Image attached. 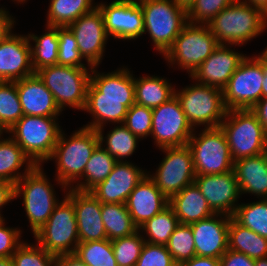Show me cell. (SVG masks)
Returning <instances> with one entry per match:
<instances>
[{
  "label": "cell",
  "mask_w": 267,
  "mask_h": 266,
  "mask_svg": "<svg viewBox=\"0 0 267 266\" xmlns=\"http://www.w3.org/2000/svg\"><path fill=\"white\" fill-rule=\"evenodd\" d=\"M69 137V138H68ZM100 144L97 130L81 127L70 136L61 131L49 161L55 160V179L63 191L73 188L83 175L87 162Z\"/></svg>",
  "instance_id": "obj_1"
},
{
  "label": "cell",
  "mask_w": 267,
  "mask_h": 266,
  "mask_svg": "<svg viewBox=\"0 0 267 266\" xmlns=\"http://www.w3.org/2000/svg\"><path fill=\"white\" fill-rule=\"evenodd\" d=\"M219 45L243 46L267 28V15L237 0L219 12L208 24Z\"/></svg>",
  "instance_id": "obj_2"
},
{
  "label": "cell",
  "mask_w": 267,
  "mask_h": 266,
  "mask_svg": "<svg viewBox=\"0 0 267 266\" xmlns=\"http://www.w3.org/2000/svg\"><path fill=\"white\" fill-rule=\"evenodd\" d=\"M58 117L23 115L6 133L34 165L49 161L62 131Z\"/></svg>",
  "instance_id": "obj_3"
},
{
  "label": "cell",
  "mask_w": 267,
  "mask_h": 266,
  "mask_svg": "<svg viewBox=\"0 0 267 266\" xmlns=\"http://www.w3.org/2000/svg\"><path fill=\"white\" fill-rule=\"evenodd\" d=\"M43 165H35L15 184V199L22 197L31 231L36 234L60 202Z\"/></svg>",
  "instance_id": "obj_4"
},
{
  "label": "cell",
  "mask_w": 267,
  "mask_h": 266,
  "mask_svg": "<svg viewBox=\"0 0 267 266\" xmlns=\"http://www.w3.org/2000/svg\"><path fill=\"white\" fill-rule=\"evenodd\" d=\"M144 18L143 34L148 32L154 49L164 55L188 23L187 11L173 0H137Z\"/></svg>",
  "instance_id": "obj_5"
},
{
  "label": "cell",
  "mask_w": 267,
  "mask_h": 266,
  "mask_svg": "<svg viewBox=\"0 0 267 266\" xmlns=\"http://www.w3.org/2000/svg\"><path fill=\"white\" fill-rule=\"evenodd\" d=\"M220 127L234 162L265 152L267 132L250 109L227 110Z\"/></svg>",
  "instance_id": "obj_6"
},
{
  "label": "cell",
  "mask_w": 267,
  "mask_h": 266,
  "mask_svg": "<svg viewBox=\"0 0 267 266\" xmlns=\"http://www.w3.org/2000/svg\"><path fill=\"white\" fill-rule=\"evenodd\" d=\"M91 72L92 68L57 64L41 68L36 74L53 94L61 111L66 107L83 111Z\"/></svg>",
  "instance_id": "obj_7"
},
{
  "label": "cell",
  "mask_w": 267,
  "mask_h": 266,
  "mask_svg": "<svg viewBox=\"0 0 267 266\" xmlns=\"http://www.w3.org/2000/svg\"><path fill=\"white\" fill-rule=\"evenodd\" d=\"M175 90L186 119L193 129L220 127L227 109L223 102V90L194 82Z\"/></svg>",
  "instance_id": "obj_8"
},
{
  "label": "cell",
  "mask_w": 267,
  "mask_h": 266,
  "mask_svg": "<svg viewBox=\"0 0 267 266\" xmlns=\"http://www.w3.org/2000/svg\"><path fill=\"white\" fill-rule=\"evenodd\" d=\"M218 46L207 24L188 22L163 57L170 66L186 70L190 77Z\"/></svg>",
  "instance_id": "obj_9"
},
{
  "label": "cell",
  "mask_w": 267,
  "mask_h": 266,
  "mask_svg": "<svg viewBox=\"0 0 267 266\" xmlns=\"http://www.w3.org/2000/svg\"><path fill=\"white\" fill-rule=\"evenodd\" d=\"M196 132L194 129L187 143L192 153L196 176L232 171L234 161L221 127L204 128L200 133Z\"/></svg>",
  "instance_id": "obj_10"
},
{
  "label": "cell",
  "mask_w": 267,
  "mask_h": 266,
  "mask_svg": "<svg viewBox=\"0 0 267 266\" xmlns=\"http://www.w3.org/2000/svg\"><path fill=\"white\" fill-rule=\"evenodd\" d=\"M36 242L55 256L75 253L79 242L73 202L64 199L55 206L47 222L34 234Z\"/></svg>",
  "instance_id": "obj_11"
},
{
  "label": "cell",
  "mask_w": 267,
  "mask_h": 266,
  "mask_svg": "<svg viewBox=\"0 0 267 266\" xmlns=\"http://www.w3.org/2000/svg\"><path fill=\"white\" fill-rule=\"evenodd\" d=\"M264 73L258 55L246 56L223 89L227 110L251 109L262 99Z\"/></svg>",
  "instance_id": "obj_12"
},
{
  "label": "cell",
  "mask_w": 267,
  "mask_h": 266,
  "mask_svg": "<svg viewBox=\"0 0 267 266\" xmlns=\"http://www.w3.org/2000/svg\"><path fill=\"white\" fill-rule=\"evenodd\" d=\"M165 154L155 173L148 176L156 187L170 200L186 186L194 183L196 173L191 150L187 145L161 148Z\"/></svg>",
  "instance_id": "obj_13"
},
{
  "label": "cell",
  "mask_w": 267,
  "mask_h": 266,
  "mask_svg": "<svg viewBox=\"0 0 267 266\" xmlns=\"http://www.w3.org/2000/svg\"><path fill=\"white\" fill-rule=\"evenodd\" d=\"M193 131L176 96L152 109L150 137L158 149L187 145Z\"/></svg>",
  "instance_id": "obj_14"
},
{
  "label": "cell",
  "mask_w": 267,
  "mask_h": 266,
  "mask_svg": "<svg viewBox=\"0 0 267 266\" xmlns=\"http://www.w3.org/2000/svg\"><path fill=\"white\" fill-rule=\"evenodd\" d=\"M106 32L109 37L119 40H136L143 35L144 18L142 7L137 0H113L98 3Z\"/></svg>",
  "instance_id": "obj_15"
},
{
  "label": "cell",
  "mask_w": 267,
  "mask_h": 266,
  "mask_svg": "<svg viewBox=\"0 0 267 266\" xmlns=\"http://www.w3.org/2000/svg\"><path fill=\"white\" fill-rule=\"evenodd\" d=\"M68 28L74 34L78 49L87 64L99 67L109 40L100 9L95 7L91 12L80 16Z\"/></svg>",
  "instance_id": "obj_16"
},
{
  "label": "cell",
  "mask_w": 267,
  "mask_h": 266,
  "mask_svg": "<svg viewBox=\"0 0 267 266\" xmlns=\"http://www.w3.org/2000/svg\"><path fill=\"white\" fill-rule=\"evenodd\" d=\"M194 183L214 213L233 216L241 196L234 169L222 174L196 176Z\"/></svg>",
  "instance_id": "obj_17"
},
{
  "label": "cell",
  "mask_w": 267,
  "mask_h": 266,
  "mask_svg": "<svg viewBox=\"0 0 267 266\" xmlns=\"http://www.w3.org/2000/svg\"><path fill=\"white\" fill-rule=\"evenodd\" d=\"M148 174L134 163L117 161L107 178L89 192L101 203L125 204L137 184Z\"/></svg>",
  "instance_id": "obj_18"
},
{
  "label": "cell",
  "mask_w": 267,
  "mask_h": 266,
  "mask_svg": "<svg viewBox=\"0 0 267 266\" xmlns=\"http://www.w3.org/2000/svg\"><path fill=\"white\" fill-rule=\"evenodd\" d=\"M232 45H219L213 53L196 69L190 78L200 84L221 90L246 58V54L231 49Z\"/></svg>",
  "instance_id": "obj_19"
},
{
  "label": "cell",
  "mask_w": 267,
  "mask_h": 266,
  "mask_svg": "<svg viewBox=\"0 0 267 266\" xmlns=\"http://www.w3.org/2000/svg\"><path fill=\"white\" fill-rule=\"evenodd\" d=\"M64 194L73 202L79 242L107 239L101 216L102 203L89 191L68 188Z\"/></svg>",
  "instance_id": "obj_20"
},
{
  "label": "cell",
  "mask_w": 267,
  "mask_h": 266,
  "mask_svg": "<svg viewBox=\"0 0 267 266\" xmlns=\"http://www.w3.org/2000/svg\"><path fill=\"white\" fill-rule=\"evenodd\" d=\"M231 216L217 214L189 224L193 231L196 256L220 258L228 249Z\"/></svg>",
  "instance_id": "obj_21"
},
{
  "label": "cell",
  "mask_w": 267,
  "mask_h": 266,
  "mask_svg": "<svg viewBox=\"0 0 267 266\" xmlns=\"http://www.w3.org/2000/svg\"><path fill=\"white\" fill-rule=\"evenodd\" d=\"M27 35L12 33L0 43V81H16L35 74Z\"/></svg>",
  "instance_id": "obj_22"
},
{
  "label": "cell",
  "mask_w": 267,
  "mask_h": 266,
  "mask_svg": "<svg viewBox=\"0 0 267 266\" xmlns=\"http://www.w3.org/2000/svg\"><path fill=\"white\" fill-rule=\"evenodd\" d=\"M22 112L29 116L58 117L62 113L53 94L35 73L16 80Z\"/></svg>",
  "instance_id": "obj_23"
},
{
  "label": "cell",
  "mask_w": 267,
  "mask_h": 266,
  "mask_svg": "<svg viewBox=\"0 0 267 266\" xmlns=\"http://www.w3.org/2000/svg\"><path fill=\"white\" fill-rule=\"evenodd\" d=\"M134 224L139 228L169 205V200L146 175L128 196L125 203Z\"/></svg>",
  "instance_id": "obj_24"
},
{
  "label": "cell",
  "mask_w": 267,
  "mask_h": 266,
  "mask_svg": "<svg viewBox=\"0 0 267 266\" xmlns=\"http://www.w3.org/2000/svg\"><path fill=\"white\" fill-rule=\"evenodd\" d=\"M92 67L86 97L135 98L134 75L127 67L100 73Z\"/></svg>",
  "instance_id": "obj_25"
},
{
  "label": "cell",
  "mask_w": 267,
  "mask_h": 266,
  "mask_svg": "<svg viewBox=\"0 0 267 266\" xmlns=\"http://www.w3.org/2000/svg\"><path fill=\"white\" fill-rule=\"evenodd\" d=\"M234 172L240 193L267 199V157L265 153L234 162Z\"/></svg>",
  "instance_id": "obj_26"
},
{
  "label": "cell",
  "mask_w": 267,
  "mask_h": 266,
  "mask_svg": "<svg viewBox=\"0 0 267 266\" xmlns=\"http://www.w3.org/2000/svg\"><path fill=\"white\" fill-rule=\"evenodd\" d=\"M135 103V98L86 97L83 111L92 116V121L84 127L98 130L105 124H123L128 109Z\"/></svg>",
  "instance_id": "obj_27"
},
{
  "label": "cell",
  "mask_w": 267,
  "mask_h": 266,
  "mask_svg": "<svg viewBox=\"0 0 267 266\" xmlns=\"http://www.w3.org/2000/svg\"><path fill=\"white\" fill-rule=\"evenodd\" d=\"M179 224H192L208 218L215 213L209 207L195 183L186 186L169 200Z\"/></svg>",
  "instance_id": "obj_28"
},
{
  "label": "cell",
  "mask_w": 267,
  "mask_h": 266,
  "mask_svg": "<svg viewBox=\"0 0 267 266\" xmlns=\"http://www.w3.org/2000/svg\"><path fill=\"white\" fill-rule=\"evenodd\" d=\"M169 81L155 75H142L139 78L134 75L135 103L151 109L166 103L175 96L177 89Z\"/></svg>",
  "instance_id": "obj_29"
},
{
  "label": "cell",
  "mask_w": 267,
  "mask_h": 266,
  "mask_svg": "<svg viewBox=\"0 0 267 266\" xmlns=\"http://www.w3.org/2000/svg\"><path fill=\"white\" fill-rule=\"evenodd\" d=\"M3 135H0V180L16 184L35 165L10 136L3 138Z\"/></svg>",
  "instance_id": "obj_30"
},
{
  "label": "cell",
  "mask_w": 267,
  "mask_h": 266,
  "mask_svg": "<svg viewBox=\"0 0 267 266\" xmlns=\"http://www.w3.org/2000/svg\"><path fill=\"white\" fill-rule=\"evenodd\" d=\"M228 249L252 259L267 257V238L239 224L232 216L228 227Z\"/></svg>",
  "instance_id": "obj_31"
},
{
  "label": "cell",
  "mask_w": 267,
  "mask_h": 266,
  "mask_svg": "<svg viewBox=\"0 0 267 266\" xmlns=\"http://www.w3.org/2000/svg\"><path fill=\"white\" fill-rule=\"evenodd\" d=\"M46 29L42 35L31 32L27 34L31 44V63L35 73L41 68L58 64V27L46 26ZM31 42L35 44L32 46Z\"/></svg>",
  "instance_id": "obj_32"
},
{
  "label": "cell",
  "mask_w": 267,
  "mask_h": 266,
  "mask_svg": "<svg viewBox=\"0 0 267 266\" xmlns=\"http://www.w3.org/2000/svg\"><path fill=\"white\" fill-rule=\"evenodd\" d=\"M104 129V127H101L97 130L100 145L114 157L116 161L126 162V158H130V156L135 153L140 139L123 124L114 125V128L105 134L106 136L103 135Z\"/></svg>",
  "instance_id": "obj_33"
},
{
  "label": "cell",
  "mask_w": 267,
  "mask_h": 266,
  "mask_svg": "<svg viewBox=\"0 0 267 266\" xmlns=\"http://www.w3.org/2000/svg\"><path fill=\"white\" fill-rule=\"evenodd\" d=\"M116 162L115 158L99 144L87 162L83 175L74 183L73 189L90 191L107 178Z\"/></svg>",
  "instance_id": "obj_34"
},
{
  "label": "cell",
  "mask_w": 267,
  "mask_h": 266,
  "mask_svg": "<svg viewBox=\"0 0 267 266\" xmlns=\"http://www.w3.org/2000/svg\"><path fill=\"white\" fill-rule=\"evenodd\" d=\"M45 26L68 27L80 16L91 12L94 0H50Z\"/></svg>",
  "instance_id": "obj_35"
},
{
  "label": "cell",
  "mask_w": 267,
  "mask_h": 266,
  "mask_svg": "<svg viewBox=\"0 0 267 266\" xmlns=\"http://www.w3.org/2000/svg\"><path fill=\"white\" fill-rule=\"evenodd\" d=\"M101 216L107 239L127 237L138 231L125 204L102 203Z\"/></svg>",
  "instance_id": "obj_36"
},
{
  "label": "cell",
  "mask_w": 267,
  "mask_h": 266,
  "mask_svg": "<svg viewBox=\"0 0 267 266\" xmlns=\"http://www.w3.org/2000/svg\"><path fill=\"white\" fill-rule=\"evenodd\" d=\"M178 225V218L172 207L168 205L153 218L147 220L138 230L143 235L145 242L166 245Z\"/></svg>",
  "instance_id": "obj_37"
},
{
  "label": "cell",
  "mask_w": 267,
  "mask_h": 266,
  "mask_svg": "<svg viewBox=\"0 0 267 266\" xmlns=\"http://www.w3.org/2000/svg\"><path fill=\"white\" fill-rule=\"evenodd\" d=\"M239 224L267 238V199L239 204L232 216Z\"/></svg>",
  "instance_id": "obj_38"
},
{
  "label": "cell",
  "mask_w": 267,
  "mask_h": 266,
  "mask_svg": "<svg viewBox=\"0 0 267 266\" xmlns=\"http://www.w3.org/2000/svg\"><path fill=\"white\" fill-rule=\"evenodd\" d=\"M23 115L15 81H0V129L6 133Z\"/></svg>",
  "instance_id": "obj_39"
},
{
  "label": "cell",
  "mask_w": 267,
  "mask_h": 266,
  "mask_svg": "<svg viewBox=\"0 0 267 266\" xmlns=\"http://www.w3.org/2000/svg\"><path fill=\"white\" fill-rule=\"evenodd\" d=\"M74 254L88 266H117L112 244L108 239L79 243Z\"/></svg>",
  "instance_id": "obj_40"
},
{
  "label": "cell",
  "mask_w": 267,
  "mask_h": 266,
  "mask_svg": "<svg viewBox=\"0 0 267 266\" xmlns=\"http://www.w3.org/2000/svg\"><path fill=\"white\" fill-rule=\"evenodd\" d=\"M165 246L177 265L196 256L191 226L179 224Z\"/></svg>",
  "instance_id": "obj_41"
},
{
  "label": "cell",
  "mask_w": 267,
  "mask_h": 266,
  "mask_svg": "<svg viewBox=\"0 0 267 266\" xmlns=\"http://www.w3.org/2000/svg\"><path fill=\"white\" fill-rule=\"evenodd\" d=\"M111 244L117 266H135L145 240L138 230L130 236L112 240Z\"/></svg>",
  "instance_id": "obj_42"
},
{
  "label": "cell",
  "mask_w": 267,
  "mask_h": 266,
  "mask_svg": "<svg viewBox=\"0 0 267 266\" xmlns=\"http://www.w3.org/2000/svg\"><path fill=\"white\" fill-rule=\"evenodd\" d=\"M58 41V65L92 68L90 64L82 63L85 59L78 49L74 34L68 27H58Z\"/></svg>",
  "instance_id": "obj_43"
},
{
  "label": "cell",
  "mask_w": 267,
  "mask_h": 266,
  "mask_svg": "<svg viewBox=\"0 0 267 266\" xmlns=\"http://www.w3.org/2000/svg\"><path fill=\"white\" fill-rule=\"evenodd\" d=\"M55 255L48 253L38 243L23 242L12 254L14 266H54Z\"/></svg>",
  "instance_id": "obj_44"
},
{
  "label": "cell",
  "mask_w": 267,
  "mask_h": 266,
  "mask_svg": "<svg viewBox=\"0 0 267 266\" xmlns=\"http://www.w3.org/2000/svg\"><path fill=\"white\" fill-rule=\"evenodd\" d=\"M123 125L140 141L151 135L152 109L134 103L127 111Z\"/></svg>",
  "instance_id": "obj_45"
},
{
  "label": "cell",
  "mask_w": 267,
  "mask_h": 266,
  "mask_svg": "<svg viewBox=\"0 0 267 266\" xmlns=\"http://www.w3.org/2000/svg\"><path fill=\"white\" fill-rule=\"evenodd\" d=\"M237 0H196L187 11L192 24H208L219 12Z\"/></svg>",
  "instance_id": "obj_46"
},
{
  "label": "cell",
  "mask_w": 267,
  "mask_h": 266,
  "mask_svg": "<svg viewBox=\"0 0 267 266\" xmlns=\"http://www.w3.org/2000/svg\"><path fill=\"white\" fill-rule=\"evenodd\" d=\"M135 266H177L165 245L145 242Z\"/></svg>",
  "instance_id": "obj_47"
},
{
  "label": "cell",
  "mask_w": 267,
  "mask_h": 266,
  "mask_svg": "<svg viewBox=\"0 0 267 266\" xmlns=\"http://www.w3.org/2000/svg\"><path fill=\"white\" fill-rule=\"evenodd\" d=\"M5 220L0 221V258L12 257V254L24 242L21 240L20 228L5 226Z\"/></svg>",
  "instance_id": "obj_48"
},
{
  "label": "cell",
  "mask_w": 267,
  "mask_h": 266,
  "mask_svg": "<svg viewBox=\"0 0 267 266\" xmlns=\"http://www.w3.org/2000/svg\"><path fill=\"white\" fill-rule=\"evenodd\" d=\"M255 260L230 249L220 257V266H254Z\"/></svg>",
  "instance_id": "obj_49"
},
{
  "label": "cell",
  "mask_w": 267,
  "mask_h": 266,
  "mask_svg": "<svg viewBox=\"0 0 267 266\" xmlns=\"http://www.w3.org/2000/svg\"><path fill=\"white\" fill-rule=\"evenodd\" d=\"M15 22L13 15L5 7H0V43L12 34Z\"/></svg>",
  "instance_id": "obj_50"
},
{
  "label": "cell",
  "mask_w": 267,
  "mask_h": 266,
  "mask_svg": "<svg viewBox=\"0 0 267 266\" xmlns=\"http://www.w3.org/2000/svg\"><path fill=\"white\" fill-rule=\"evenodd\" d=\"M13 200H15V184L0 180V221L6 219L1 214L2 209Z\"/></svg>",
  "instance_id": "obj_51"
},
{
  "label": "cell",
  "mask_w": 267,
  "mask_h": 266,
  "mask_svg": "<svg viewBox=\"0 0 267 266\" xmlns=\"http://www.w3.org/2000/svg\"><path fill=\"white\" fill-rule=\"evenodd\" d=\"M177 266H220V258L194 256L189 261L180 263Z\"/></svg>",
  "instance_id": "obj_52"
},
{
  "label": "cell",
  "mask_w": 267,
  "mask_h": 266,
  "mask_svg": "<svg viewBox=\"0 0 267 266\" xmlns=\"http://www.w3.org/2000/svg\"><path fill=\"white\" fill-rule=\"evenodd\" d=\"M267 132V97L262 98L250 109Z\"/></svg>",
  "instance_id": "obj_53"
},
{
  "label": "cell",
  "mask_w": 267,
  "mask_h": 266,
  "mask_svg": "<svg viewBox=\"0 0 267 266\" xmlns=\"http://www.w3.org/2000/svg\"><path fill=\"white\" fill-rule=\"evenodd\" d=\"M54 266H88L82 262L77 255L65 254L56 257Z\"/></svg>",
  "instance_id": "obj_54"
},
{
  "label": "cell",
  "mask_w": 267,
  "mask_h": 266,
  "mask_svg": "<svg viewBox=\"0 0 267 266\" xmlns=\"http://www.w3.org/2000/svg\"><path fill=\"white\" fill-rule=\"evenodd\" d=\"M241 1L262 10L267 15V0H241Z\"/></svg>",
  "instance_id": "obj_55"
},
{
  "label": "cell",
  "mask_w": 267,
  "mask_h": 266,
  "mask_svg": "<svg viewBox=\"0 0 267 266\" xmlns=\"http://www.w3.org/2000/svg\"><path fill=\"white\" fill-rule=\"evenodd\" d=\"M262 69L264 73L263 84H262V98L267 97V63L262 60Z\"/></svg>",
  "instance_id": "obj_56"
},
{
  "label": "cell",
  "mask_w": 267,
  "mask_h": 266,
  "mask_svg": "<svg viewBox=\"0 0 267 266\" xmlns=\"http://www.w3.org/2000/svg\"><path fill=\"white\" fill-rule=\"evenodd\" d=\"M176 5L188 11L196 0H173Z\"/></svg>",
  "instance_id": "obj_57"
},
{
  "label": "cell",
  "mask_w": 267,
  "mask_h": 266,
  "mask_svg": "<svg viewBox=\"0 0 267 266\" xmlns=\"http://www.w3.org/2000/svg\"><path fill=\"white\" fill-rule=\"evenodd\" d=\"M0 266H14L12 258L11 257L0 258Z\"/></svg>",
  "instance_id": "obj_58"
},
{
  "label": "cell",
  "mask_w": 267,
  "mask_h": 266,
  "mask_svg": "<svg viewBox=\"0 0 267 266\" xmlns=\"http://www.w3.org/2000/svg\"><path fill=\"white\" fill-rule=\"evenodd\" d=\"M254 266H267V257L255 259Z\"/></svg>",
  "instance_id": "obj_59"
},
{
  "label": "cell",
  "mask_w": 267,
  "mask_h": 266,
  "mask_svg": "<svg viewBox=\"0 0 267 266\" xmlns=\"http://www.w3.org/2000/svg\"><path fill=\"white\" fill-rule=\"evenodd\" d=\"M258 54V56L267 63V47L262 51V53Z\"/></svg>",
  "instance_id": "obj_60"
},
{
  "label": "cell",
  "mask_w": 267,
  "mask_h": 266,
  "mask_svg": "<svg viewBox=\"0 0 267 266\" xmlns=\"http://www.w3.org/2000/svg\"><path fill=\"white\" fill-rule=\"evenodd\" d=\"M265 155H266V157H267V143H266V147H265Z\"/></svg>",
  "instance_id": "obj_61"
},
{
  "label": "cell",
  "mask_w": 267,
  "mask_h": 266,
  "mask_svg": "<svg viewBox=\"0 0 267 266\" xmlns=\"http://www.w3.org/2000/svg\"><path fill=\"white\" fill-rule=\"evenodd\" d=\"M13 2L15 1L16 3H18V5H19V3L20 4H22L19 0H12Z\"/></svg>",
  "instance_id": "obj_62"
},
{
  "label": "cell",
  "mask_w": 267,
  "mask_h": 266,
  "mask_svg": "<svg viewBox=\"0 0 267 266\" xmlns=\"http://www.w3.org/2000/svg\"><path fill=\"white\" fill-rule=\"evenodd\" d=\"M22 4H24L25 2H27V0H19Z\"/></svg>",
  "instance_id": "obj_63"
}]
</instances>
